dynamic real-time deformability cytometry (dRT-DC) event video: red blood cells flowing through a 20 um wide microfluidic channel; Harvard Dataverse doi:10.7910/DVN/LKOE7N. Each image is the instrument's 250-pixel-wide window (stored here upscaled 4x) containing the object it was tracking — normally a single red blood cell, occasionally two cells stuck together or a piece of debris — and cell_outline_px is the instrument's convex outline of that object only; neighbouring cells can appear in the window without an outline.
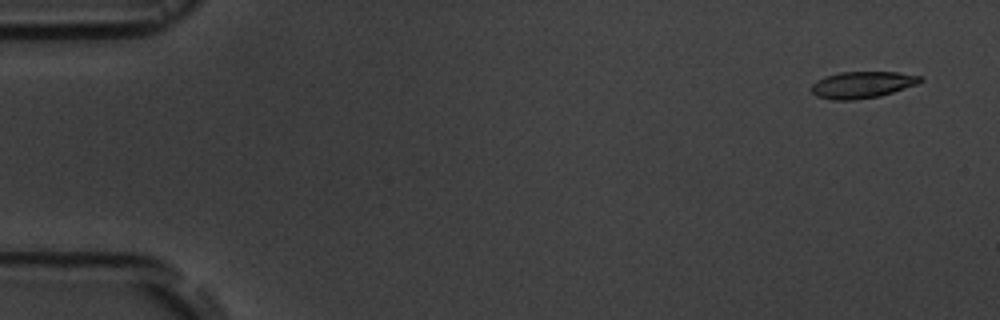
{"species": "common noctule bat (a hibernating species)", "species_latin": "Nyctalus noctula", "temperature_condition": "room temperature", "stored_images_in_passage": 5, "camera_frame_rate_fps": 3000, "um_per_image_px": 0.085, "animal": {"sex": "male", "body_mass_g": 19.5, "forearm_length_mm": 54.6}, "frame": {"image": 1, "passage_image": 1, "time_ms": 0.0, "image_size_px": [1000, 320], "cell_outline_px": [[924, 80], [916, 84], [880, 96], [852, 100], [832, 100], [816, 96], [812, 92], [812, 84], [816, 80], [824, 76], [840, 72], [896, 72], [920, 76]], "centroid_in_image_um": [73.25, 7.2], "position_along_channel_um": 11.8, "area_um2": 16.82}}